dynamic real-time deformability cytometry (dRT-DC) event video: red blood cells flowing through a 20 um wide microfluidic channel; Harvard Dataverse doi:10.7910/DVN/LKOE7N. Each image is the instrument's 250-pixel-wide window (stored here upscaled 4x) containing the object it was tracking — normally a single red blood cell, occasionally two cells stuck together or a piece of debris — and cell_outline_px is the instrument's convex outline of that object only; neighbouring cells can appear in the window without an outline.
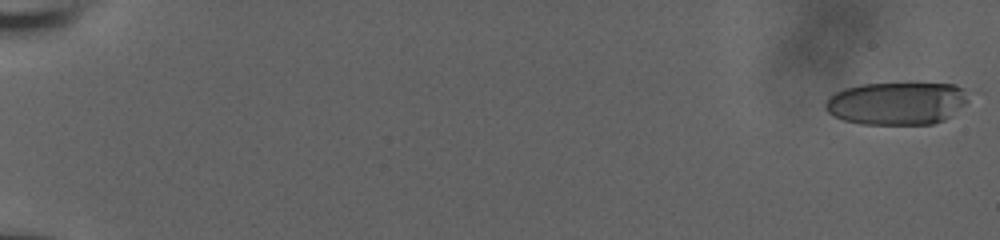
{"species": "human", "species_latin": "Homo sapiens", "temperature_condition": "room temperature", "stored_images_in_passage": 44, "camera_frame_rate_fps": 3000, "um_per_image_px": 0.085, "donor": {"sex": "male"}, "frame": {"image": 1, "passage_image": 1, "time_ms": 0.0, "image_size_px": [1000, 240], "cell_outline_px": [[972, 96], [964, 104], [944, 120], [932, 124], [860, 124], [844, 120], [832, 116], [824, 108], [824, 104], [828, 96], [844, 88], [860, 84], [916, 80], [956, 84], [972, 92]], "centroid_in_image_um": [76.27, 8.71], "position_along_channel_um": 8.7, "area_um2": 37.34}}
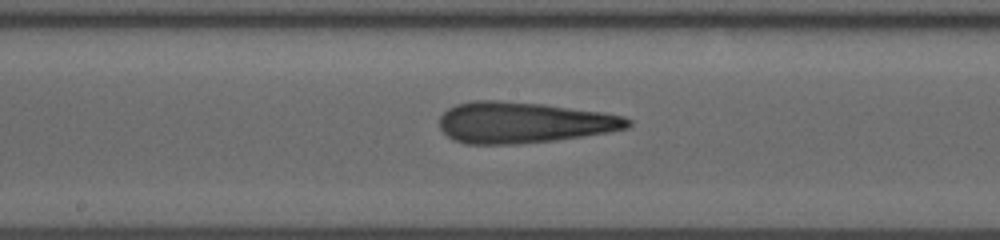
{"frame": {"image": 2, "passage_image": 24, "time_ms": 7.667, "image_size_px": [1000, 240], "cell_outline_px": [[632, 124], [628, 128], [584, 136], [556, 140], [516, 144], [464, 144], [452, 140], [440, 128], [440, 116], [448, 108], [456, 104], [472, 100], [500, 100], [544, 104], [604, 112], [624, 116], [632, 120]], "centroid_in_image_um": [44.5, 10.41], "position_along_channel_um": 203.7, "area_um2": 45.43}}
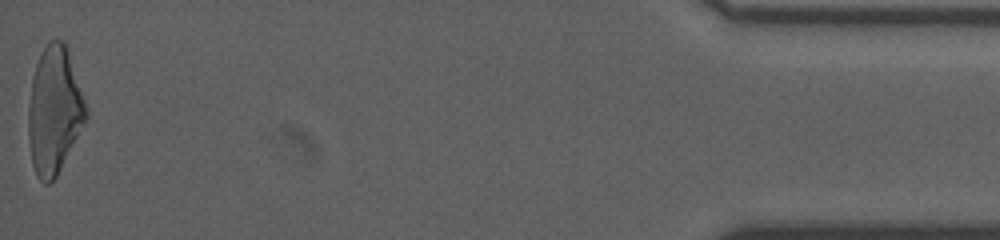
{"frame": {"image": 3, "passage_image": 44, "time_ms": 14.333, "image_size_px": [1000, 240], "cell_outline_px": [[88, 116], [56, 176], [48, 184], [44, 184], [36, 176], [32, 164], [28, 136], [28, 104], [32, 76], [40, 52], [52, 40], [64, 40], [88, 108]], "centroid_in_image_um": [4.6, 9.39], "position_along_channel_um": 430.6, "area_um2": 42.54}}